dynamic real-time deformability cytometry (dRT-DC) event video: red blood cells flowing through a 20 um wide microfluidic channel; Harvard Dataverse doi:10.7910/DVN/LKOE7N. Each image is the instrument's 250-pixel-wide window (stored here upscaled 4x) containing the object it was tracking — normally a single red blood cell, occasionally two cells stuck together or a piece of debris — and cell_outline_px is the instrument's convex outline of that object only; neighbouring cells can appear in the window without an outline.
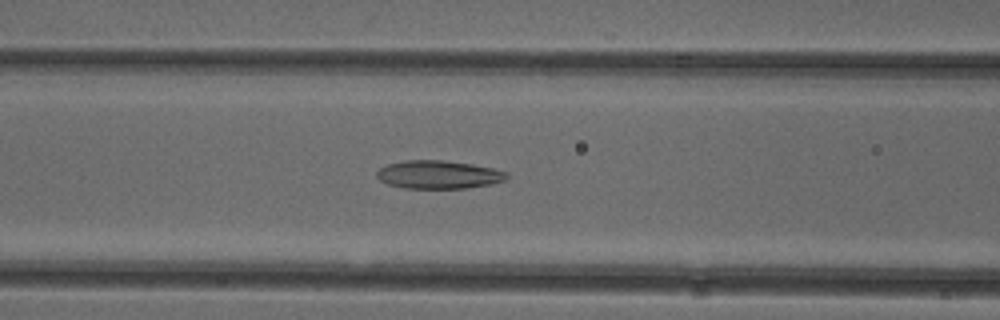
{"species": "common noctule bat (a hibernating species)", "species_latin": "Nyctalus noctula", "temperature_condition": "cold", "stored_images_in_passage": 46, "camera_frame_rate_fps": 3000, "um_per_image_px": 0.085, "animal": {"sex": "female"}, "frame": {"image": 1, "passage_image": 15, "time_ms": 4.667, "image_size_px": [1000, 320], "cell_outline_px": [[508, 176], [504, 180], [492, 184], [464, 188], [404, 188], [388, 184], [380, 180], [376, 176], [376, 172], [380, 168], [388, 164], [404, 160], [444, 160], [472, 164], [492, 168], [508, 172]], "centroid_in_image_um": [37.27, 14.84], "position_along_channel_um": 129.3, "area_um2": 21.33}}
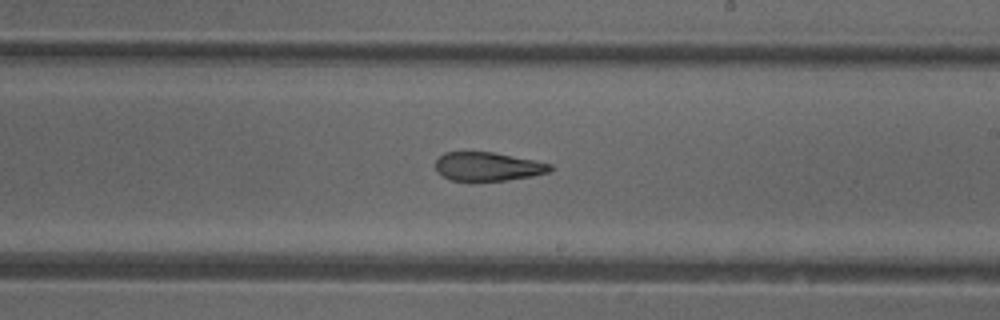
{"frame": {"image": 2, "passage_image": 24, "time_ms": 7.667, "image_size_px": [1000, 320], "cell_outline_px": [[552, 168], [548, 172], [532, 176], [504, 180], [452, 180], [436, 172], [436, 160], [444, 152], [492, 152], [552, 164]], "centroid_in_image_um": [41.44, 14.15], "position_along_channel_um": 247.6, "area_um2": 18.79}}
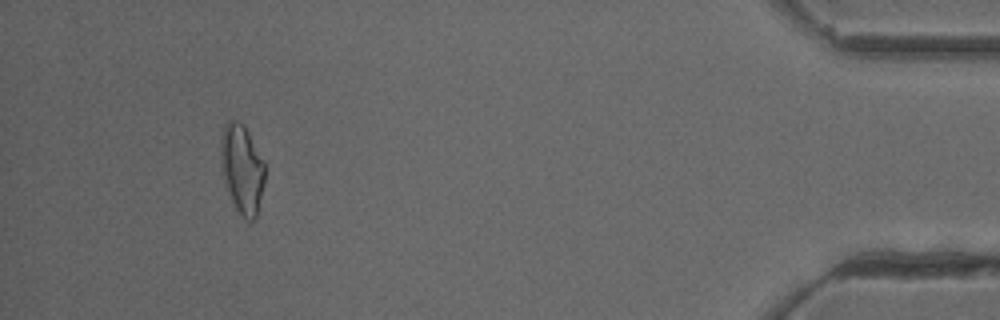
{"frame": {"image": 3, "passage_image": 42, "time_ms": 13.667, "image_size_px": [1000, 320], "cell_outline_px": [[264, 184], [256, 216], [252, 220], [248, 220], [236, 208], [224, 184], [220, 168], [220, 136], [224, 124], [228, 120], [236, 120], [244, 124], [264, 160]], "centroid_in_image_um": [20.54, 14.28], "position_along_channel_um": 414.7, "area_um2": 23.06}, "authors_computed_cell_mechanics": {"area_um2": 21.3282, "velocity_mm_per_s": 3.9416, "shape_relaxation_time_tau1_ms": null, "shape_relaxation_time_tau2_ms": 3.5305, "deformation_change_tau1": null, "deformation_change_tau2": 0.1139}}